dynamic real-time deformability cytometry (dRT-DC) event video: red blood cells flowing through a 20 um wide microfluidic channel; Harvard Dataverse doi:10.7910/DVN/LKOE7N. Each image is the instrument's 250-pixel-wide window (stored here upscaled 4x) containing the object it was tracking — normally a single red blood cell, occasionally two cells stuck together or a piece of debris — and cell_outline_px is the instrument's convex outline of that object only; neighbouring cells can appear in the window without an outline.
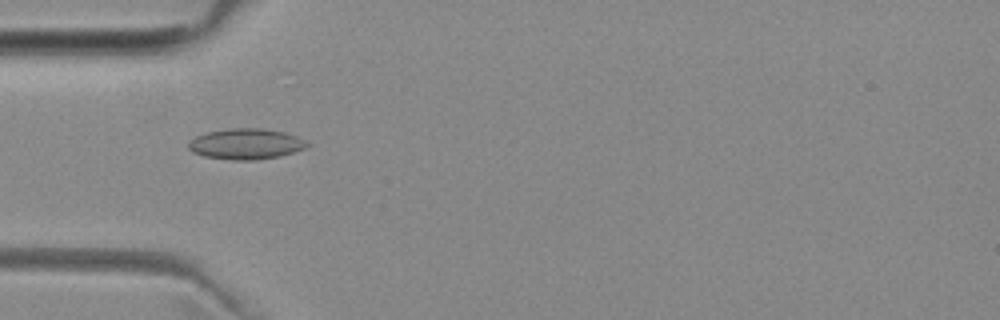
{"species": "common noctule bat (a hibernating species)", "species_latin": "Nyctalus noctula", "temperature_condition": "room temperature", "stored_images_in_passage": 6, "camera_frame_rate_fps": 3000, "um_per_image_px": 0.085, "animal": {"sex": "female", "body_mass_g": 29.2, "forearm_length_mm": 56.3}, "frame": {"image": 1, "passage_image": 4, "time_ms": 4.667, "image_size_px": [1000, 320], "cell_outline_px": [[312, 144], [304, 148], [280, 156], [256, 160], [232, 160], [204, 156], [192, 152], [188, 148], [188, 144], [196, 136], [208, 132], [232, 128], [260, 128], [284, 132], [296, 136]], "centroid_in_image_um": [20.91, 12.24], "position_along_channel_um": 64.1, "area_um2": 21.1}}
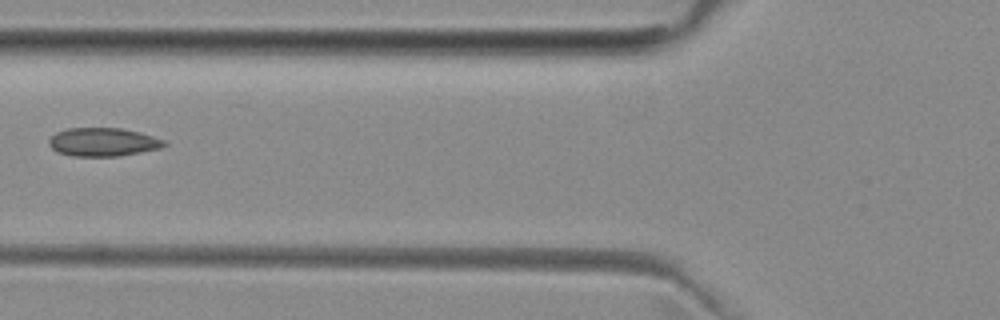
{"frame": {"image": 2, "passage_image": 5, "time_ms": 6.0, "image_size_px": [1000, 320], "cell_outline_px": [[168, 144], [160, 148], [120, 156], [72, 156], [56, 152], [48, 144], [48, 140], [56, 132], [68, 128], [120, 128], [140, 132], [164, 140]], "centroid_in_image_um": [8.73, 12.07], "position_along_channel_um": 117.1, "area_um2": 19.13}}
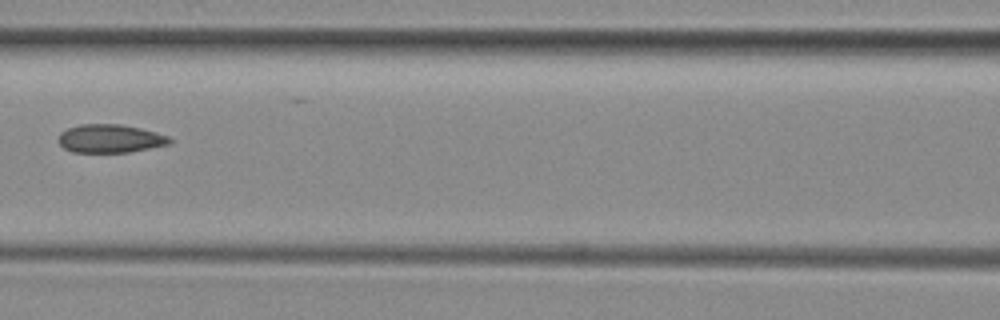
{"frame": {"image": 3, "passage_image": 6, "time_ms": 7.0, "image_size_px": [1000, 320], "cell_outline_px": [[172, 140], [168, 144], [128, 152], [72, 152], [64, 148], [56, 140], [60, 132], [68, 128], [80, 124], [120, 124], [140, 128], [156, 132], [168, 136]], "centroid_in_image_um": [9.31, 11.77], "position_along_channel_um": 157.3, "area_um2": 18.32}}